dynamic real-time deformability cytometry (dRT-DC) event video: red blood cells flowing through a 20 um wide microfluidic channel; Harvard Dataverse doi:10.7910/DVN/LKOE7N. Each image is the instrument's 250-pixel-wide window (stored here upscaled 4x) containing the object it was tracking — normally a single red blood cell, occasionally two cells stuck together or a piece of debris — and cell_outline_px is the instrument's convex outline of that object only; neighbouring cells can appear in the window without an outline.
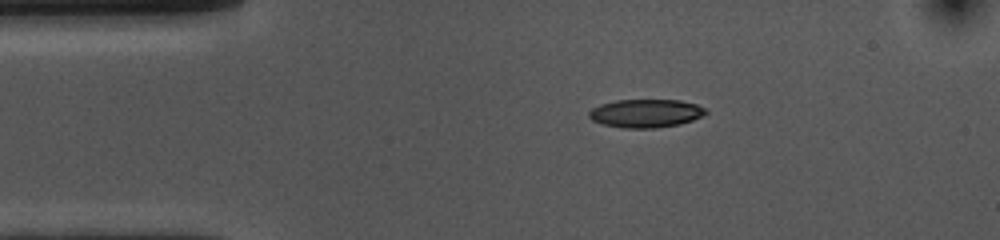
{"species": "common noctule bat (a hibernating species)", "species_latin": "Nyctalus noctula", "temperature_condition": "cold", "stored_images_in_passage": 44, "camera_frame_rate_fps": 3000, "um_per_image_px": 0.085, "animal": {"sex": "female", "body_mass_g": 10.0, "forearm_length_mm": 53.1}, "frame": {"image": 1, "passage_image": 1, "time_ms": 0.0, "image_size_px": [1000, 240], "cell_outline_px": [[708, 112], [692, 120], [680, 124], [656, 128], [624, 128], [604, 124], [592, 120], [588, 116], [588, 112], [592, 108], [600, 104], [616, 100], [680, 100], [696, 104], [708, 108]], "centroid_in_image_um": [54.9, 9.62], "position_along_channel_um": 30.1, "area_um2": 19.31}}
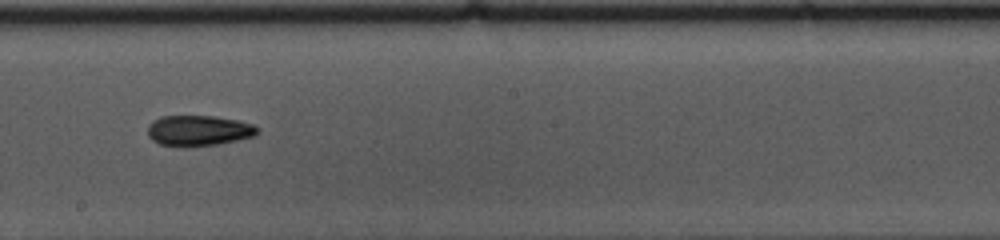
{"frame": {"image": 2, "passage_image": 20, "time_ms": 6.333, "image_size_px": [1000, 240], "cell_outline_px": [[260, 132], [256, 136], [216, 144], [160, 144], [152, 140], [148, 136], [148, 124], [152, 120], [160, 116], [212, 116], [240, 120], [256, 124], [260, 128]], "centroid_in_image_um": [16.95, 11.05], "position_along_channel_um": 231.2, "area_um2": 19.25}}
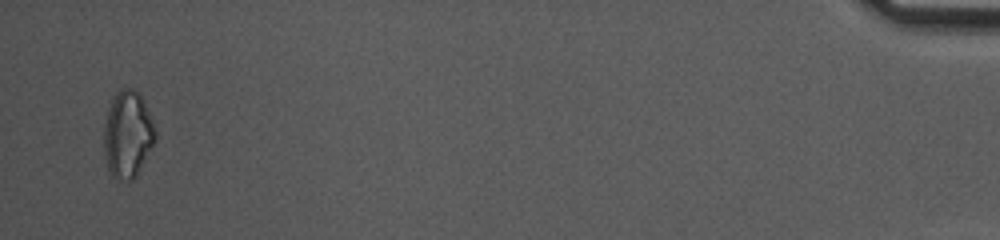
{"frame": {"image": 3, "passage_image": 43, "time_ms": 14.0, "image_size_px": [1000, 240], "cell_outline_px": [[156, 140], [136, 176], [132, 180], [120, 180], [112, 176], [108, 168], [104, 156], [104, 128], [108, 108], [112, 96], [120, 88], [132, 88], [140, 96], [152, 120], [156, 132]], "centroid_in_image_um": [10.83, 11.43], "position_along_channel_um": 424.4, "area_um2": 25.89}, "authors_computed_cell_mechanics": {"area_um2": 19.4786, "velocity_mm_per_s": 3.7337, "shape_relaxation_time_tau1_ms": 4.5723, "shape_relaxation_time_tau2_ms": 7.5108, "deformation_change_tau1": 0.1335, "deformation_change_tau2": 0.1588}}